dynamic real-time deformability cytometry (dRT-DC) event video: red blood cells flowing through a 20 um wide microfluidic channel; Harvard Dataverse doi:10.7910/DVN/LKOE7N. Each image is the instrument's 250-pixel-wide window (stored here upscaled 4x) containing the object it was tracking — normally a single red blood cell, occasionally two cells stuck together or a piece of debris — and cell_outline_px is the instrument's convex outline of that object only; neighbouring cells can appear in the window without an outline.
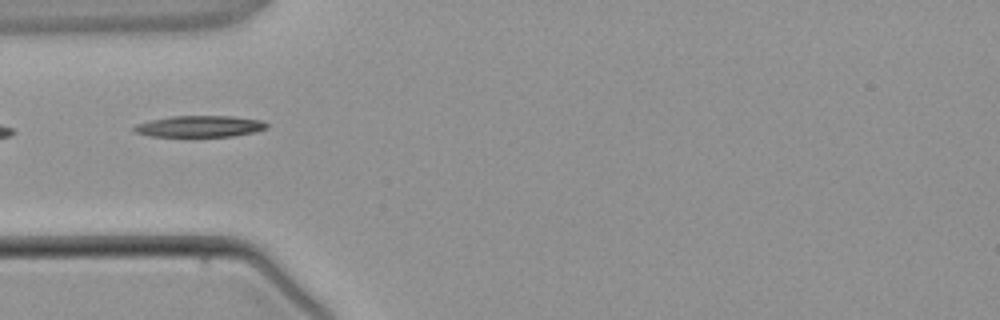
{"species": "common noctule bat (a hibernating species)", "species_latin": "Nyctalus noctula", "temperature_condition": "warm", "stored_images_in_passage": 4, "segment_of_instrument_passage": [2, 2], "camera_frame_rate_fps": 3000, "um_per_image_px": 0.085, "animal": {"sex": "male", "body_mass_g": 21.5, "forearm_length_mm": 52.0}, "frame": {"image": 1, "passage_image": 4, "time_ms": 3.667, "image_size_px": [1000, 320], "cell_outline_px": [[268, 128], [256, 132], [232, 136], [152, 136], [136, 132], [132, 128], [136, 124], [152, 120], [172, 116], [232, 116], [260, 120], [268, 124]], "centroid_in_image_um": [17.02, 10.74], "position_along_channel_um": 68.0, "area_um2": 16.36}}